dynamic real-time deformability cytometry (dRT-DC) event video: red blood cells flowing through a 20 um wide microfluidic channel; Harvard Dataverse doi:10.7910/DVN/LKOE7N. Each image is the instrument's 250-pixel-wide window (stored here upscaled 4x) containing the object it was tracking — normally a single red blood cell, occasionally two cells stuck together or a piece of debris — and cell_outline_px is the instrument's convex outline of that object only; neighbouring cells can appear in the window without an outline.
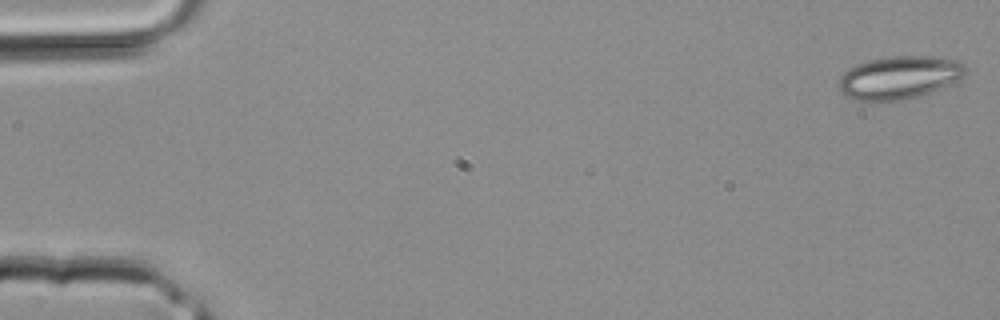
{"species": "common noctule bat (a hibernating species)", "species_latin": "Nyctalus noctula", "temperature_condition": "room temperature", "stored_images_in_passage": 2, "segment_of_instrument_passage": [2, 2], "camera_frame_rate_fps": 3000, "um_per_image_px": 0.085, "animal": {"sex": "male", "body_mass_g": 20.4}, "frame": {"image": 1, "passage_image": 2, "time_ms": 0.333, "image_size_px": [1000, 320], "cell_outline_px": [[968, 72], [964, 76], [928, 92], [908, 100], [856, 100], [844, 96], [840, 92], [840, 76], [844, 72], [856, 64], [868, 60], [892, 56], [936, 56], [956, 60], [964, 64]], "centroid_in_image_um": [76.42, 6.57], "position_along_channel_um": 8.6, "area_um2": 31.44}}